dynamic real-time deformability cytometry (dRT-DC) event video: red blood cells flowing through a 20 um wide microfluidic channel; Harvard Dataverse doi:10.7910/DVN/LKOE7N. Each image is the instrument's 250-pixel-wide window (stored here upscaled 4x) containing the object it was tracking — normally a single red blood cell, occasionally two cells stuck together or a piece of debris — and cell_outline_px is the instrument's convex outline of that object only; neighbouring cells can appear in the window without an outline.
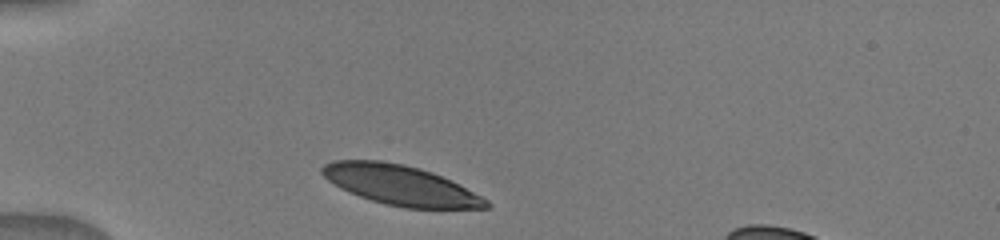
{"species": "human", "species_latin": "Homo sapiens", "temperature_condition": "warm", "stored_images_in_passage": 34, "camera_frame_rate_fps": 3000, "um_per_image_px": 0.085, "donor": {"sex": "male"}, "frame": {"image": 1, "passage_image": 1, "time_ms": 0.0, "image_size_px": [1000, 240], "cell_outline_px": [[492, 204], [488, 208], [404, 208], [384, 204], [348, 192], [340, 188], [328, 180], [320, 172], [320, 168], [324, 164], [332, 160], [380, 160], [404, 164], [420, 168], [432, 172], [452, 180], [488, 200]], "centroid_in_image_um": [34.03, 15.73], "position_along_channel_um": 51.0, "area_um2": 38.21}}
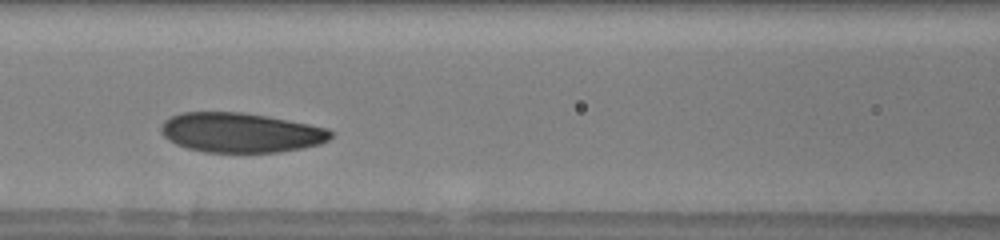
{"frame": {"image": 2, "passage_image": 11, "time_ms": 3.0, "image_size_px": [1000, 240], "cell_outline_px": [[332, 136], [328, 140], [320, 144], [304, 148], [280, 152], [204, 152], [188, 148], [176, 144], [168, 140], [160, 132], [160, 128], [164, 120], [180, 112], [244, 112], [268, 116], [328, 128], [332, 132]], "centroid_in_image_um": [20.45, 11.27], "position_along_channel_um": 146.2, "area_um2": 39.42}}
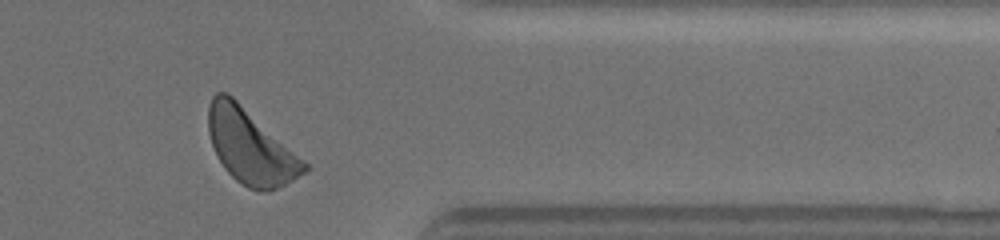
{"frame": {"image": 3, "passage_image": 30, "time_ms": 9.333, "image_size_px": [1000, 240], "cell_outline_px": [[312, 168], [292, 180], [268, 192], [260, 192], [248, 188], [236, 180], [224, 168], [216, 156], [208, 132], [208, 108], [212, 96], [216, 92], [228, 92], [308, 164]], "centroid_in_image_um": [21.27, 12.47], "position_along_channel_um": 390.1, "area_um2": 41.27}}